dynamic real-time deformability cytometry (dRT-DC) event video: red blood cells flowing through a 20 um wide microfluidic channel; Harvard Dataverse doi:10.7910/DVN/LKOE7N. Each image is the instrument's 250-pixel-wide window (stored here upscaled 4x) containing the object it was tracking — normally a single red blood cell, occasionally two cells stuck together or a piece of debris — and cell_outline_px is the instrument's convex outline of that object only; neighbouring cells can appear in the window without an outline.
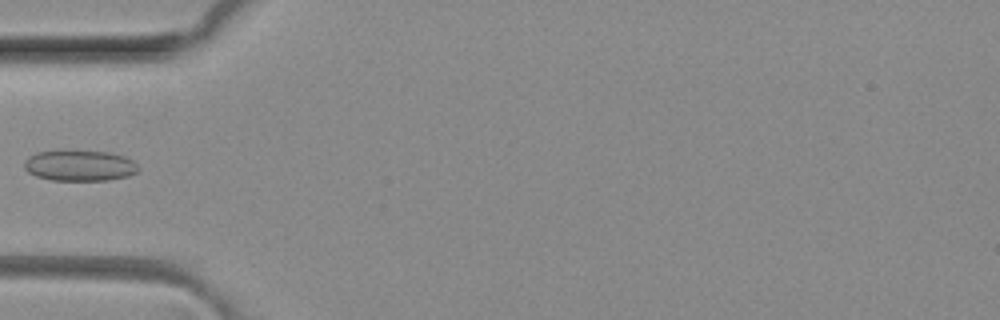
{"species": "common noctule bat (a hibernating species)", "species_latin": "Nyctalus noctula", "temperature_condition": "room temperature", "stored_images_in_passage": 5, "camera_frame_rate_fps": 3000, "um_per_image_px": 0.085, "animal": {"sex": "female", "body_mass_g": 29.2, "forearm_length_mm": 56.3}, "frame": {"image": 1, "passage_image": 4, "time_ms": 1.0, "image_size_px": [1000, 320], "cell_outline_px": [[140, 168], [136, 172], [128, 176], [108, 180], [52, 180], [36, 176], [28, 172], [24, 168], [24, 160], [28, 156], [36, 152], [108, 152], [124, 156], [132, 160]], "centroid_in_image_um": [6.76, 14.09], "position_along_channel_um": 78.2, "area_um2": 20.11}}
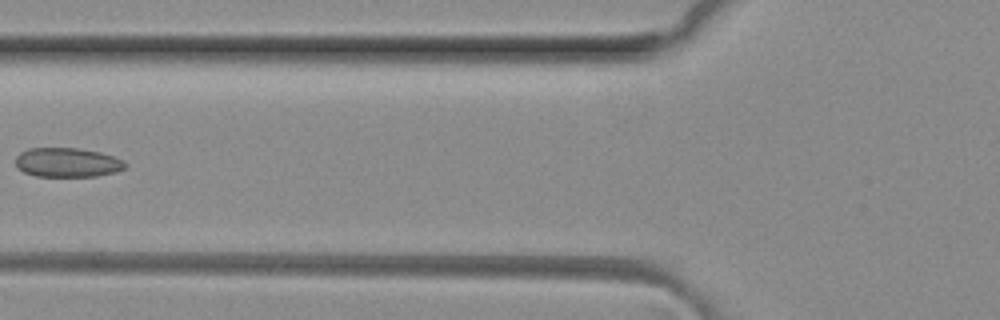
{"frame": {"image": 2, "passage_image": 5, "time_ms": 1.333, "image_size_px": [1000, 320], "cell_outline_px": [[128, 164], [124, 168], [116, 172], [96, 176], [36, 176], [24, 172], [16, 168], [16, 156], [20, 152], [28, 148], [76, 148], [100, 152], [124, 160]], "centroid_in_image_um": [5.72, 13.81], "position_along_channel_um": 120.1, "area_um2": 18.79}}